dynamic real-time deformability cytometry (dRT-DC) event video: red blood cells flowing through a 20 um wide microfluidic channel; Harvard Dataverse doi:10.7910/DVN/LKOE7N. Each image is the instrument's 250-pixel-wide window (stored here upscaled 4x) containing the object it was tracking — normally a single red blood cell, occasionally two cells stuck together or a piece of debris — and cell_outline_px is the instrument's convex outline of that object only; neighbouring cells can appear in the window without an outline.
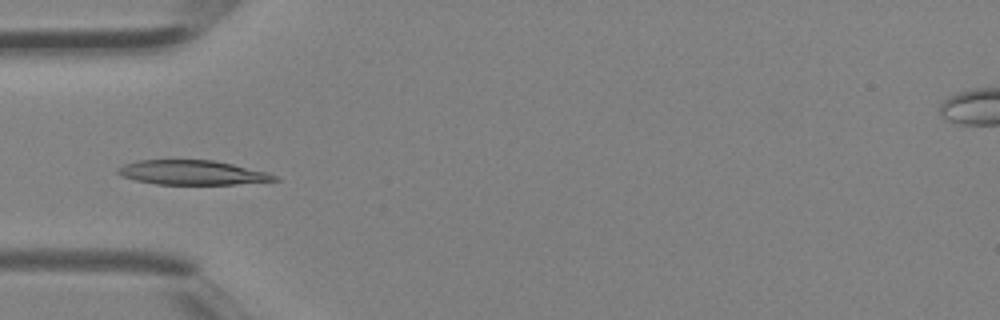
{"species": "Egyptian fruit bat (a non-hibernating species)", "species_latin": "Rousettus aegyptiacus", "temperature_condition": "room temperature", "stored_images_in_passage": 3, "camera_frame_rate_fps": 3000, "um_per_image_px": 0.085, "animal": {"sex": "female"}, "frame": {"image": 1, "passage_image": 3, "time_ms": 0.667, "image_size_px": [1000, 320], "cell_outline_px": [[280, 180], [236, 184], [156, 184], [136, 180], [120, 176], [116, 172], [116, 168], [124, 164], [136, 160], [212, 160], [232, 164], [268, 172], [280, 176]], "centroid_in_image_um": [16.34, 14.67], "position_along_channel_um": 68.7, "area_um2": 22.43}}